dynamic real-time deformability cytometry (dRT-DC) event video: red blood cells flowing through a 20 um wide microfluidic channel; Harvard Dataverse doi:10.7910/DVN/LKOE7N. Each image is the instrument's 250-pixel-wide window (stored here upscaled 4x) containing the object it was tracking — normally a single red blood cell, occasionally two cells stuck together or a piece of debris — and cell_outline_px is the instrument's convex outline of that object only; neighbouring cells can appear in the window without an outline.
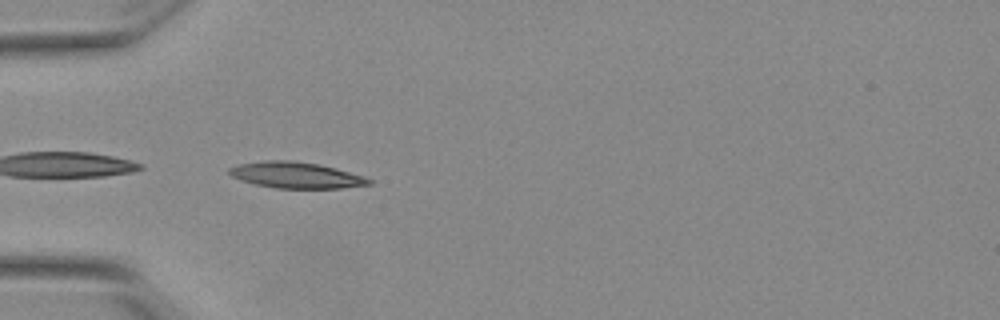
{"species": "Egyptian fruit bat (a non-hibernating species)", "species_latin": "Rousettus aegyptiacus", "temperature_condition": "warm", "stored_images_in_passage": 37, "camera_frame_rate_fps": 3000, "um_per_image_px": 0.085, "animal": {"sex": "female"}, "frame": {"image": 1, "passage_image": 1, "time_ms": 0.0, "image_size_px": [1000, 320], "cell_outline_px": [[372, 184], [340, 188], [276, 188], [256, 184], [232, 176], [228, 172], [228, 168], [236, 164], [264, 160], [292, 160], [316, 164], [364, 176], [372, 180]], "centroid_in_image_um": [25.13, 14.88], "position_along_channel_um": 59.9, "area_um2": 20.98}}
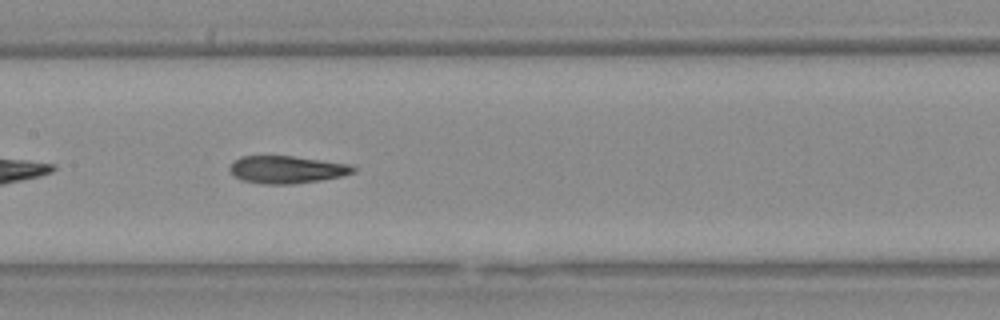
{"frame": {"image": 2, "passage_image": 11, "time_ms": 3.333, "image_size_px": [1000, 320], "cell_outline_px": [[356, 172], [340, 176], [320, 180], [292, 184], [264, 184], [244, 180], [236, 176], [228, 168], [240, 156], [292, 156], [352, 164], [356, 168]], "centroid_in_image_um": [24.43, 14.41], "position_along_channel_um": 183.0, "area_um2": 19.59}}
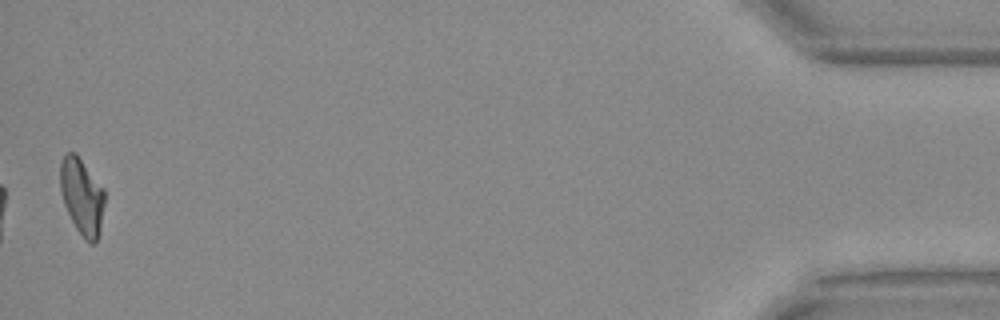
{"frame": {"image": 3, "passage_image": 37, "time_ms": 12.0, "image_size_px": [1000, 320], "cell_outline_px": [[104, 204], [100, 232], [96, 240], [92, 244], [88, 244], [84, 240], [76, 228], [64, 204], [60, 192], [60, 164], [64, 156], [68, 152], [76, 152], [104, 188]], "centroid_in_image_um": [6.97, 16.69], "position_along_channel_um": 428.2, "area_um2": 19.88}, "authors_computed_cell_mechanics": {"area_um2": 19.941, "velocity_mm_per_s": 3.8512, "shape_relaxation_time_tau1_ms": null, "shape_relaxation_time_tau2_ms": 2.9815, "deformation_change_tau1": null, "deformation_change_tau2": 0.1144}}